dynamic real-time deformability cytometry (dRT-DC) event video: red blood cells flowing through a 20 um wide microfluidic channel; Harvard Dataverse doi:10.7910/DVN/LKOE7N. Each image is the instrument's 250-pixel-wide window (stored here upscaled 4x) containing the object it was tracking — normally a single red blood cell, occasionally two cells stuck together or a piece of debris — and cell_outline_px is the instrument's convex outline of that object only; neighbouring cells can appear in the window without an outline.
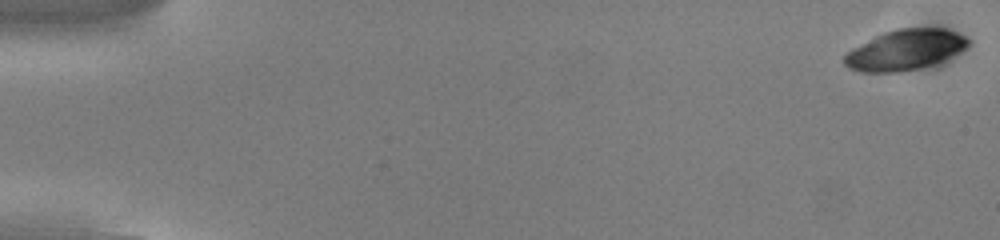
{"species": "common noctule bat (a hibernating species)", "species_latin": "Nyctalus noctula", "temperature_condition": "cold", "stored_images_in_passage": 53, "camera_frame_rate_fps": 3000, "um_per_image_px": 0.085, "animal": {"sex": "male", "body_mass_g": 13.0, "forearm_length_mm": 53.1}, "frame": {"image": 1, "passage_image": 1, "time_ms": 0.0, "image_size_px": [1000, 240], "cell_outline_px": [[972, 40], [964, 48], [932, 64], [920, 68], [900, 72], [860, 72], [848, 68], [844, 64], [844, 56], [852, 48], [884, 32], [896, 28], [944, 28], [956, 32]], "centroid_in_image_um": [76.89, 4.23], "position_along_channel_um": 8.1, "area_um2": 28.78}, "authors_computed_cell_mechanics": {"area_um2": 28.4954, "velocity_mm_per_s": 3.8049, "shape_relaxation_time_tau1_ms": 1.6528, "shape_relaxation_time_tau2_ms": null, "deformation_change_tau1": 0.0703, "deformation_change_tau2": null}}